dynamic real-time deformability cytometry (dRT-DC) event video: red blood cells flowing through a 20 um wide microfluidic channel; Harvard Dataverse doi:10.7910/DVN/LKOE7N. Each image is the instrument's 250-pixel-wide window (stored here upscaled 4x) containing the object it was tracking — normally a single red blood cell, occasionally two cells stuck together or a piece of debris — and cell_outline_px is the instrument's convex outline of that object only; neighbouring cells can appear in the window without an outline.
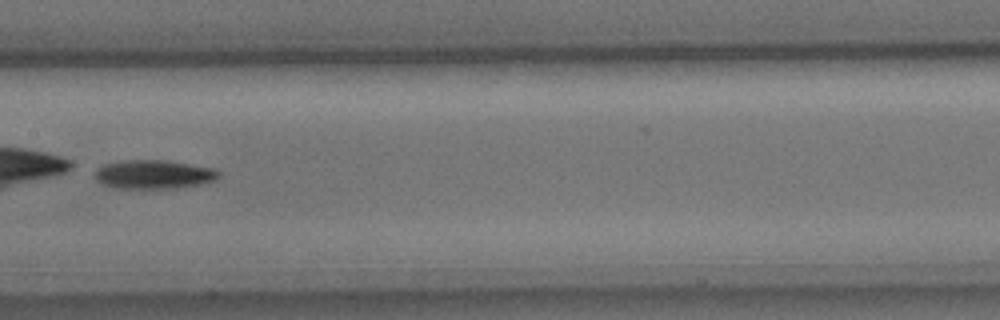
{"species": "common noctule bat (a hibernating species)", "species_latin": "Nyctalus noctula", "temperature_condition": "cold", "stored_images_in_passage": 11, "camera_frame_rate_fps": 3000, "um_per_image_px": 0.085, "animal": {"sex": "male", "body_mass_g": 15.6}, "frame": {"image": 1, "passage_image": 8, "time_ms": 9.0, "image_size_px": [1000, 320], "cell_outline_px": [[220, 176], [216, 180], [200, 184], [176, 188], [120, 188], [104, 184], [96, 176], [96, 168], [104, 164], [124, 160], [164, 160], [216, 168], [220, 172]], "centroid_in_image_um": [13.14, 14.81], "position_along_channel_um": 194.3, "area_um2": 20.63}}
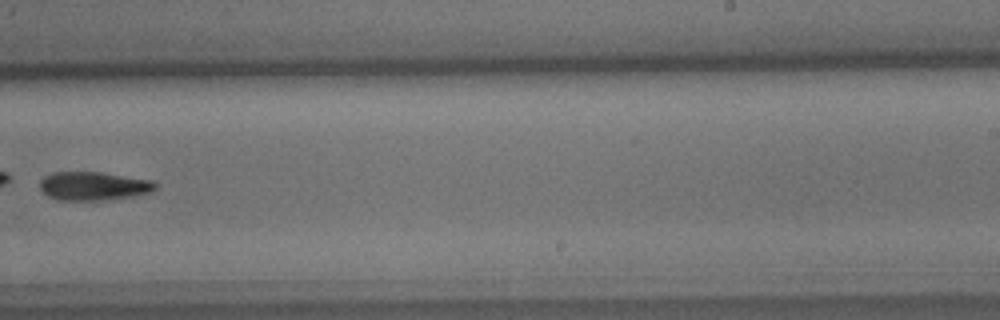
{"frame": {"image": 2, "passage_image": 10, "time_ms": 11.333, "image_size_px": [1000, 320], "cell_outline_px": [[156, 188], [152, 192], [132, 196], [108, 200], [56, 200], [48, 196], [40, 188], [40, 180], [44, 176], [52, 172], [100, 172], [152, 180], [156, 184]], "centroid_in_image_um": [7.94, 15.81], "position_along_channel_um": 281.1, "area_um2": 19.31}}